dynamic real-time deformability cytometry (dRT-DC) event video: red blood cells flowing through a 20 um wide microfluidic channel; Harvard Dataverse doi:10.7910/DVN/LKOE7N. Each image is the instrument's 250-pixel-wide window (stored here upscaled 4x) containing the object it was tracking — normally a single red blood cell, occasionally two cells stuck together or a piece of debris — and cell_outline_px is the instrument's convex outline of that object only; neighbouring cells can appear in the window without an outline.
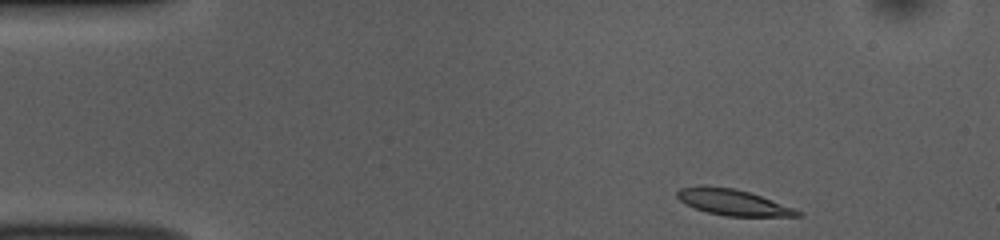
{"species": "common noctule bat (a hibernating species)", "species_latin": "Nyctalus noctula", "temperature_condition": "room temperature", "stored_images_in_passage": 46, "camera_frame_rate_fps": 3000, "um_per_image_px": 0.085, "animal": {"sex": "female", "body_mass_g": 10.0, "forearm_length_mm": 53.1}, "frame": {"image": 1, "passage_image": 1, "time_ms": 0.0, "image_size_px": [1000, 240], "cell_outline_px": [[804, 216], [724, 216], [708, 212], [684, 204], [676, 196], [676, 192], [680, 188], [704, 184], [732, 188], [748, 192], [760, 196], [804, 212]], "centroid_in_image_um": [62.26, 17.18], "position_along_channel_um": 22.7, "area_um2": 18.21}}
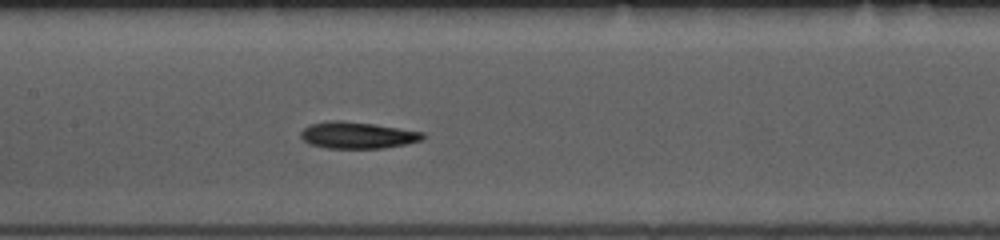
{"frame": {"image": 2, "passage_image": 19, "time_ms": 6.0, "image_size_px": [1000, 240], "cell_outline_px": [[428, 136], [420, 140], [404, 144], [380, 148], [328, 148], [308, 144], [300, 136], [300, 132], [308, 124], [328, 120], [340, 120], [372, 124], [424, 132]], "centroid_in_image_um": [30.34, 11.48], "position_along_channel_um": 177.1, "area_um2": 18.9}}
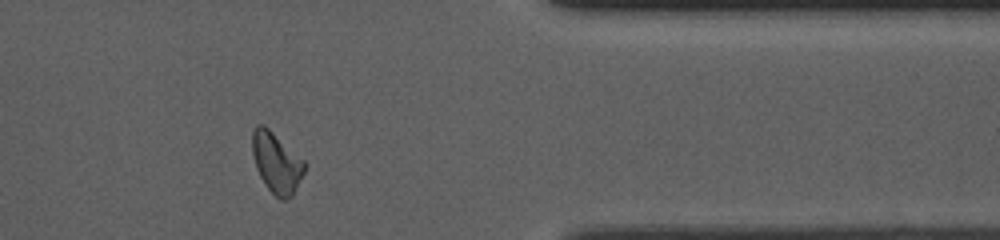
{"frame": {"image": 3, "passage_image": 37, "time_ms": 12.0, "image_size_px": [1000, 240], "cell_outline_px": [[308, 164], [292, 196], [284, 200], [280, 200], [264, 184], [256, 168], [252, 152], [252, 128], [256, 124], [264, 124], [304, 160]], "centroid_in_image_um": [23.5, 13.81], "position_along_channel_um": 387.9, "area_um2": 18.5}, "authors_computed_cell_mechanics": {"area_um2": 18.6694, "velocity_mm_per_s": 3.8222, "shape_relaxation_time_tau1_ms": 5.7318, "shape_relaxation_time_tau2_ms": 5.4416, "deformation_change_tau1": 0.1735, "deformation_change_tau2": 0.1445}}